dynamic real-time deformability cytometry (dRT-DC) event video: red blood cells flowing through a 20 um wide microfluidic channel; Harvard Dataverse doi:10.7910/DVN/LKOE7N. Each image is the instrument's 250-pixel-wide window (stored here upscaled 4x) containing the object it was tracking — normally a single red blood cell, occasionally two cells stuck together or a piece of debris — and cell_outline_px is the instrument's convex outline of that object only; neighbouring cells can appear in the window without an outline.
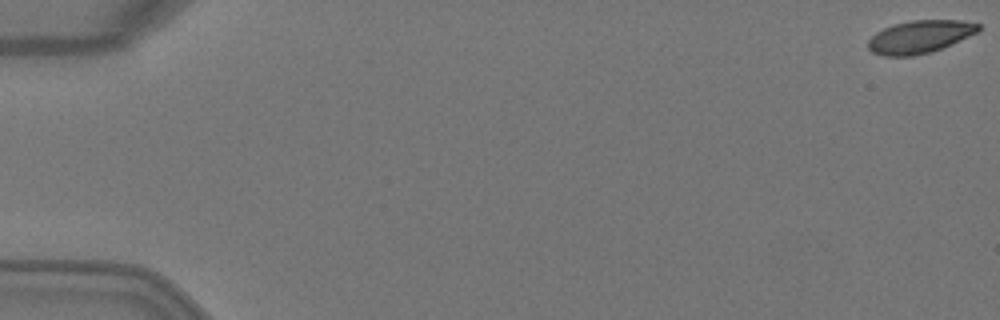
{"species": "Egyptian fruit bat (a non-hibernating species)", "species_latin": "Rousettus aegyptiacus", "temperature_condition": "warm", "stored_images_in_passage": 4, "camera_frame_rate_fps": 3000, "um_per_image_px": 0.085, "animal": {"sex": "female"}, "frame": {"image": 1, "passage_image": 1, "time_ms": 0.0, "image_size_px": [1000, 320], "cell_outline_px": [[980, 32], [952, 44], [928, 52], [912, 56], [884, 56], [872, 52], [868, 48], [868, 40], [876, 32], [884, 28], [896, 24], [912, 20], [960, 20], [980, 24]], "centroid_in_image_um": [78.21, 3.12], "position_along_channel_um": 6.8, "area_um2": 20.98}}
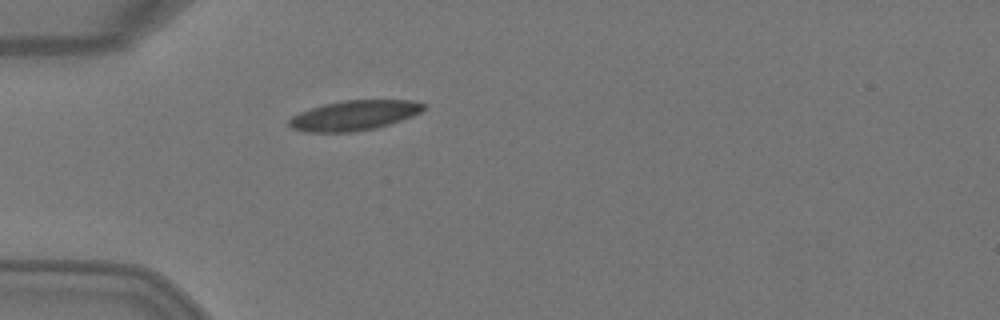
{"frame": {"image": 2, "passage_image": 4, "time_ms": 1.0, "image_size_px": [1000, 320], "cell_outline_px": [[428, 104], [420, 112], [412, 116], [376, 128], [356, 132], [304, 132], [292, 128], [288, 124], [288, 120], [292, 116], [300, 112], [324, 104], [344, 100], [412, 100]], "centroid_in_image_um": [30.1, 9.81], "position_along_channel_um": 54.9, "area_um2": 23.47}}